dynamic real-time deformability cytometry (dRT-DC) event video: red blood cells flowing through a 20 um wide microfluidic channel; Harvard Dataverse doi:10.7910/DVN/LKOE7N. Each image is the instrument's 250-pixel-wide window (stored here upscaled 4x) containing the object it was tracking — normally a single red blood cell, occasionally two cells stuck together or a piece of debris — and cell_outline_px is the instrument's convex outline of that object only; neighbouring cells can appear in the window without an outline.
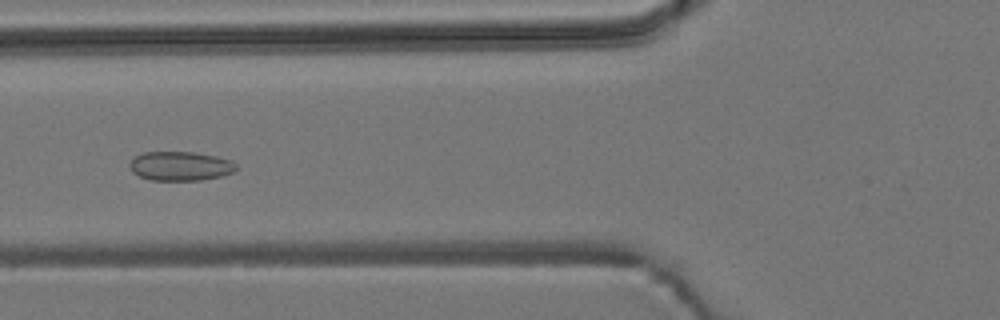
{"species": "common noctule bat (a hibernating species)", "species_latin": "Nyctalus noctula", "temperature_condition": "room temperature", "stored_images_in_passage": 36, "camera_frame_rate_fps": 3000, "um_per_image_px": 0.085, "animal": {"sex": "male", "body_mass_g": 19.2, "forearm_length_mm": 51.8}, "frame": {"image": 1, "passage_image": 12, "time_ms": 3.667, "image_size_px": [1000, 320], "cell_outline_px": [[236, 168], [232, 172], [220, 176], [200, 180], [148, 180], [132, 172], [128, 164], [136, 156], [144, 152], [196, 152], [216, 156], [232, 160], [236, 164]], "centroid_in_image_um": [15.32, 14.11], "position_along_channel_um": 110.5, "area_um2": 18.09}}
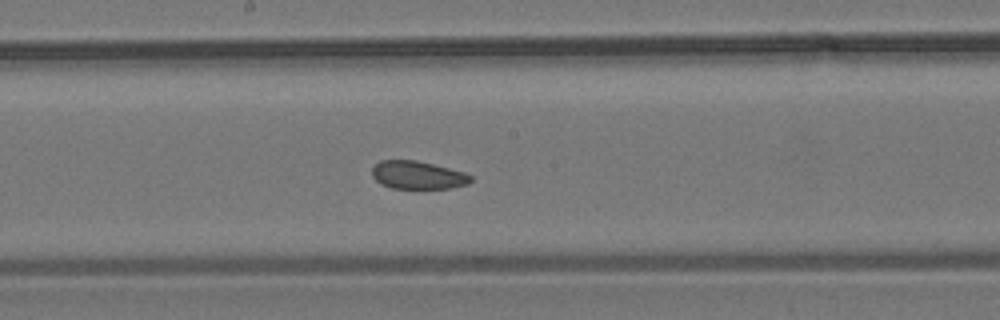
{"frame": {"image": 2, "passage_image": 20, "time_ms": 6.333, "image_size_px": [1000, 320], "cell_outline_px": [[472, 180], [468, 184], [452, 188], [392, 188], [380, 184], [372, 176], [372, 168], [380, 160], [416, 160], [464, 172], [472, 176]], "centroid_in_image_um": [35.5, 14.88], "position_along_channel_um": 212.7, "area_um2": 16.07}}
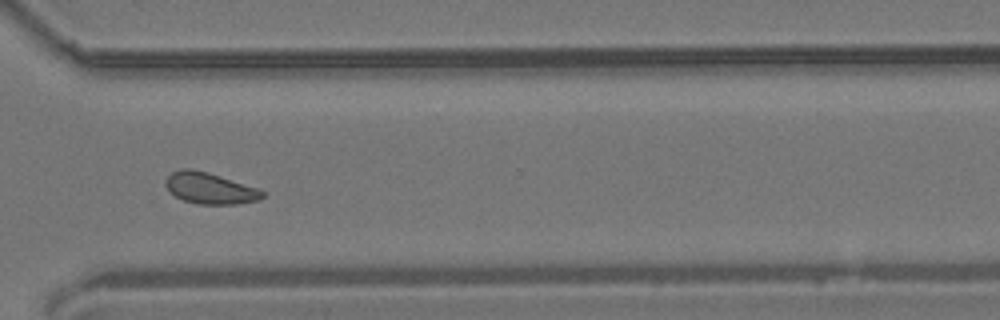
{"frame": {"image": 3, "passage_image": 31, "time_ms": 10.0, "image_size_px": [1000, 320], "cell_outline_px": [[268, 192], [264, 196], [256, 200], [236, 204], [200, 204], [184, 200], [168, 192], [164, 184], [164, 180], [172, 172], [180, 168], [192, 168], [208, 172]], "centroid_in_image_um": [17.79, 15.99], "position_along_channel_um": 352.8, "area_um2": 17.63}, "authors_computed_cell_mechanics": {"area_um2": 17.5134, "velocity_mm_per_s": 3.8191, "shape_relaxation_time_tau1_ms": null, "shape_relaxation_time_tau2_ms": 1.2514, "deformation_change_tau1": null, "deformation_change_tau2": 0.05}}